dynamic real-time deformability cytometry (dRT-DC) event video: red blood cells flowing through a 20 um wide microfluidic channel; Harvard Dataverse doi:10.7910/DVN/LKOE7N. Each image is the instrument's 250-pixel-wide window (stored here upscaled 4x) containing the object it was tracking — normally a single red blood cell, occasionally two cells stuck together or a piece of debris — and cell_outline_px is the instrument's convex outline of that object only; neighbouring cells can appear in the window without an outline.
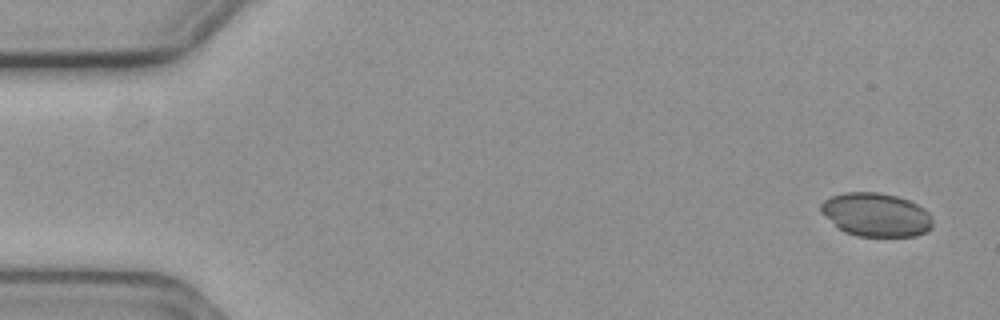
{"species": "common noctule bat (a hibernating species)", "species_latin": "Nyctalus noctula", "temperature_condition": "cold", "stored_images_in_passage": 5, "segment_of_instrument_passage": [1, 2], "camera_frame_rate_fps": 3000, "um_per_image_px": 0.085, "animal": {"sex": "female", "body_mass_g": 19.3, "forearm_length_mm": 54.1}, "frame": {"image": 1, "passage_image": 1, "time_ms": 0.0, "image_size_px": [1000, 320], "cell_outline_px": [[932, 228], [928, 232], [916, 236], [856, 236], [844, 232], [820, 212], [820, 204], [824, 200], [832, 196], [844, 192], [876, 192], [896, 196], [908, 200], [924, 208], [932, 216]], "centroid_in_image_um": [74.48, 18.26], "position_along_channel_um": 10.5, "area_um2": 28.5}}